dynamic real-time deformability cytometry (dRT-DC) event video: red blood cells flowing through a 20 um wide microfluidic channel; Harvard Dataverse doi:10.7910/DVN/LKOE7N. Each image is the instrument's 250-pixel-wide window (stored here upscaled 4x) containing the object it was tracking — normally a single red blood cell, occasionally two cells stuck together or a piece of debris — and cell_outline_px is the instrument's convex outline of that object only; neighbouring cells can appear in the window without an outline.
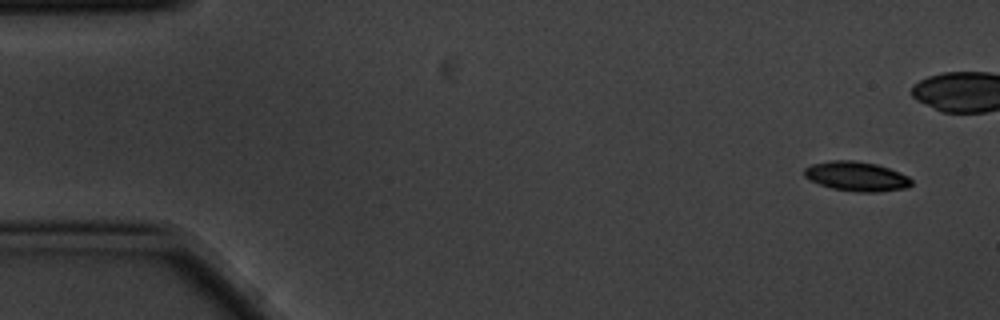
{"species": "common noctule bat (a hibernating species)", "species_latin": "Nyctalus noctula", "temperature_condition": "cold", "stored_images_in_passage": 2, "camera_frame_rate_fps": 3000, "um_per_image_px": 0.085, "animal": {"sex": "male", "body_mass_g": 20.1, "forearm_length_mm": 53.5}, "frame": {"image": 1, "passage_image": 1, "time_ms": 0.0, "image_size_px": [1000, 320], "cell_outline_px": [[912, 184], [908, 188], [876, 192], [860, 192], [832, 188], [820, 184], [804, 176], [804, 168], [812, 164], [832, 160], [852, 160], [876, 164], [888, 168], [908, 176], [912, 180]], "centroid_in_image_um": [72.82, 14.99], "position_along_channel_um": 12.2, "area_um2": 18.26}}